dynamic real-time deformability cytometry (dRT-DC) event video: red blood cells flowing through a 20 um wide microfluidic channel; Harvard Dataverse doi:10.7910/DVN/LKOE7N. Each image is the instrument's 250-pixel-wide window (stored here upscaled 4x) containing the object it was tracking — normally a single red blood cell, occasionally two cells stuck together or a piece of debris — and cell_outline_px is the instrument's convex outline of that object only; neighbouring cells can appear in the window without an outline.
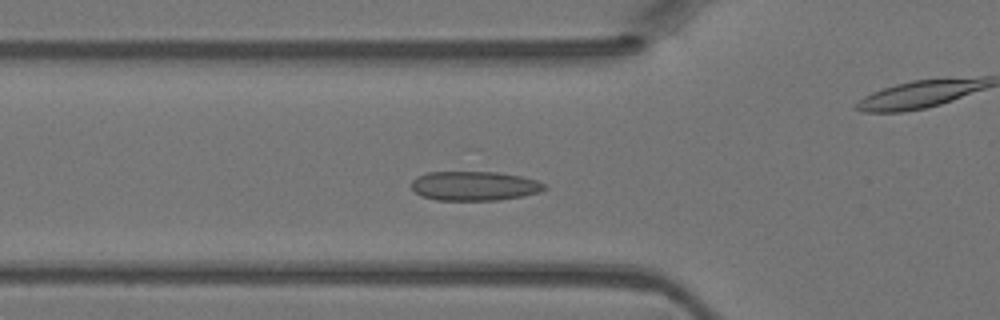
{"species": "Egyptian fruit bat (a non-hibernating species)", "species_latin": "Rousettus aegyptiacus", "temperature_condition": "warm", "stored_images_in_passage": 44, "camera_frame_rate_fps": 3000, "um_per_image_px": 0.085, "animal": {"sex": "female"}, "frame": {"image": 1, "passage_image": 13, "time_ms": 4.0, "image_size_px": [1000, 320], "cell_outline_px": [[548, 188], [540, 192], [524, 196], [496, 200], [436, 200], [420, 196], [412, 188], [412, 180], [416, 176], [428, 172], [496, 172], [520, 176], [536, 180], [544, 184]], "centroid_in_image_um": [40.31, 15.81], "position_along_channel_um": 85.5, "area_um2": 22.77}}
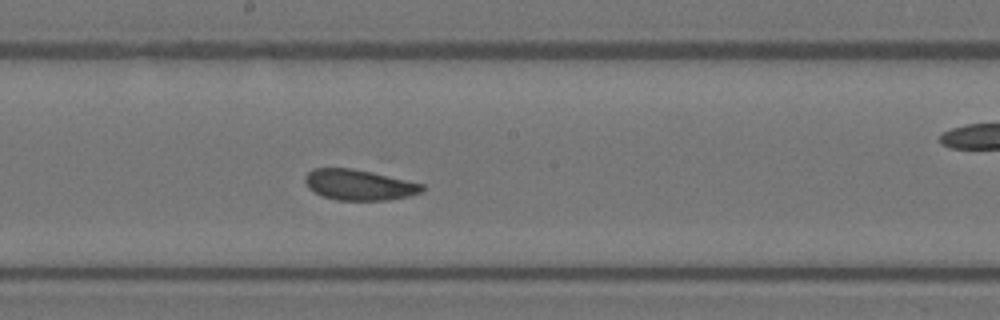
{"frame": {"image": 2, "passage_image": 22, "time_ms": 7.0, "image_size_px": [1000, 320], "cell_outline_px": [[424, 188], [420, 192], [408, 196], [388, 200], [336, 200], [324, 196], [308, 188], [304, 180], [304, 176], [312, 168], [352, 168], [372, 172], [424, 184]], "centroid_in_image_um": [30.49, 15.7], "position_along_channel_um": 217.7, "area_um2": 20.81}}
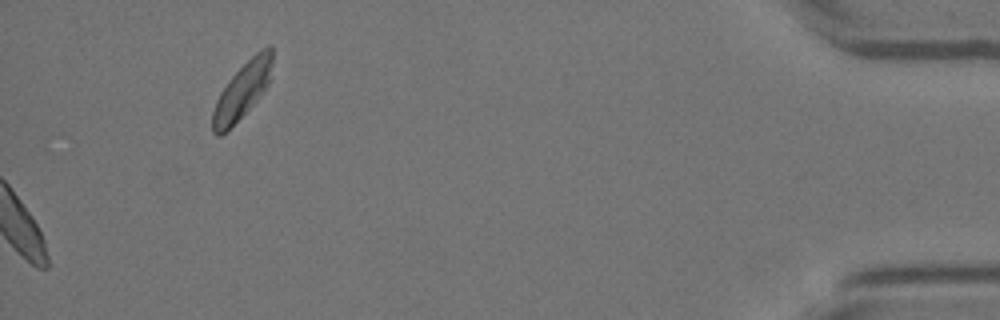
{"frame": {"image": 3, "passage_image": 44, "time_ms": 14.333, "image_size_px": [1000, 320], "cell_outline_px": [[272, 60], [268, 84], [256, 100], [220, 136], [216, 136], [212, 132], [212, 112], [216, 100], [220, 92], [228, 80], [256, 52], [268, 44], [272, 44]], "centroid_in_image_um": [20.57, 7.67], "position_along_channel_um": 414.6, "area_um2": 18.96}}